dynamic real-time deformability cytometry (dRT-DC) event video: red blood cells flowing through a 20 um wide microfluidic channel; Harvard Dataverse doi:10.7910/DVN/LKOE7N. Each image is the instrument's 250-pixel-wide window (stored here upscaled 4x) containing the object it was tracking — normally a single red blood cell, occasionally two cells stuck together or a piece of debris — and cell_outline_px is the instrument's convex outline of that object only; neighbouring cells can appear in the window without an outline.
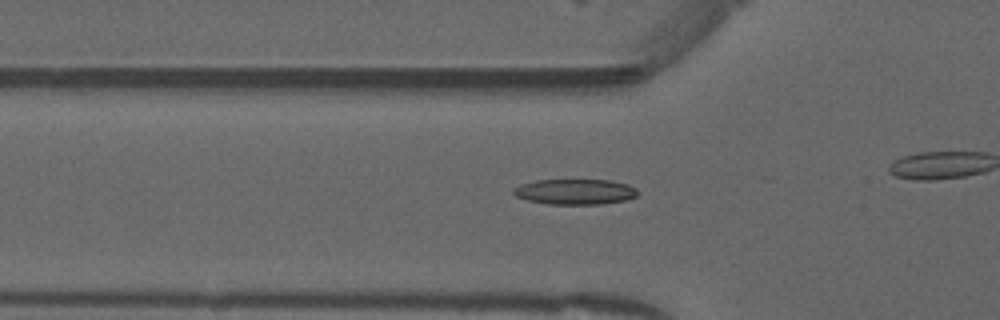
{"species": "common noctule bat (a hibernating species)", "species_latin": "Nyctalus noctula", "temperature_condition": "warm", "stored_images_in_passage": 13, "camera_frame_rate_fps": 3000, "um_per_image_px": 0.085, "animal": {"sex": "male", "forearm_length_mm": 52.5}, "frame": {"image": 1, "passage_image": 9, "time_ms": 2.667, "image_size_px": [1000, 320], "cell_outline_px": [[640, 192], [636, 196], [624, 200], [600, 204], [548, 204], [528, 200], [516, 196], [512, 192], [512, 188], [520, 184], [536, 180], [608, 180], [628, 184], [636, 188]], "centroid_in_image_um": [48.87, 16.29], "position_along_channel_um": 76.9, "area_um2": 18.44}}
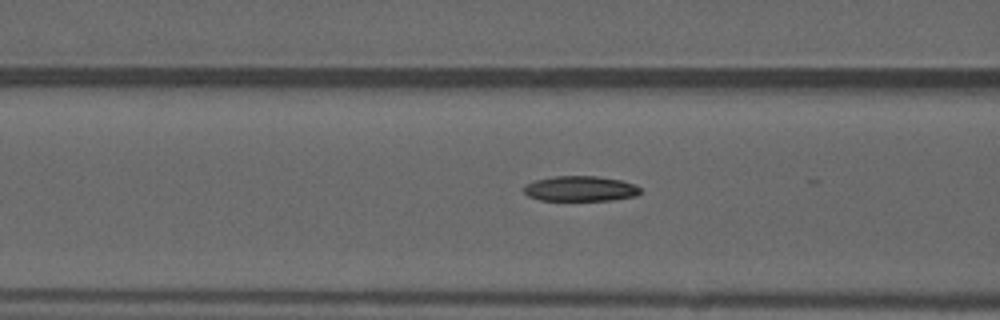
{"frame": {"image": 2, "passage_image": 12, "time_ms": 3.667, "image_size_px": [1000, 320], "cell_outline_px": [[640, 192], [636, 196], [612, 200], [540, 200], [528, 196], [524, 192], [524, 184], [536, 180], [552, 176], [596, 176], [620, 180], [636, 184], [640, 188]], "centroid_in_image_um": [49.32, 16.03], "position_along_channel_um": 117.3, "area_um2": 17.17}}